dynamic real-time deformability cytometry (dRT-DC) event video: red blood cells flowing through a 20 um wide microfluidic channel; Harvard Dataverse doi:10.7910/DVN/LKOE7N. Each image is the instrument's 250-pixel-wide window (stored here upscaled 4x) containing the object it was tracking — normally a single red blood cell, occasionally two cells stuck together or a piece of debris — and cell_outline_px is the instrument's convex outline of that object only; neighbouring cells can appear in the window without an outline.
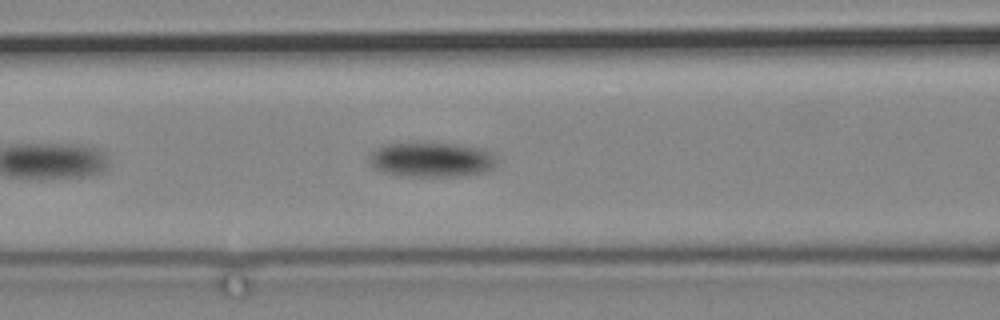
{"species": "common noctule bat (a hibernating species)", "species_latin": "Nyctalus noctula", "temperature_condition": "cold", "stored_images_in_passage": 6, "camera_frame_rate_fps": 3000, "um_per_image_px": 0.085, "animal": {"sex": "male", "body_mass_g": 19.2, "forearm_length_mm": 51.8}, "frame": {"image": 1, "passage_image": 6, "time_ms": 5.667, "image_size_px": [1000, 320], "cell_outline_px": [[496, 164], [492, 168], [484, 172], [452, 176], [408, 176], [380, 172], [372, 168], [368, 160], [368, 156], [376, 148], [388, 144], [456, 144], [484, 148], [492, 152], [496, 160]], "centroid_in_image_um": [36.66, 13.58], "position_along_channel_um": 129.9, "area_um2": 25.66}}